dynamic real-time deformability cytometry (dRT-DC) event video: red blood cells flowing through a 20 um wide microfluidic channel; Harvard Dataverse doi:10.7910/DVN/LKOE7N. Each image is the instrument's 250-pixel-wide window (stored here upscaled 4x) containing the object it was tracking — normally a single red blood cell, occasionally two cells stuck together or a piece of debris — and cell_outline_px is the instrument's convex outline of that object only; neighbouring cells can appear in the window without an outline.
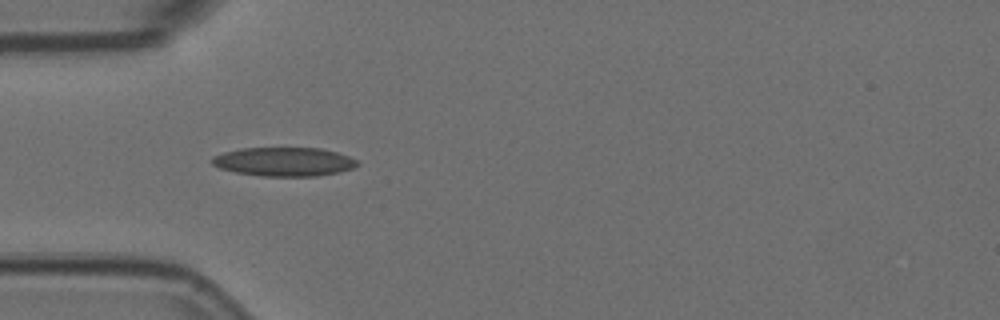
{"species": "Egyptian fruit bat (a non-hibernating species)", "species_latin": "Rousettus aegyptiacus", "temperature_condition": "room temperature", "stored_images_in_passage": 5, "camera_frame_rate_fps": 3000, "um_per_image_px": 0.085, "animal": {"sex": "female"}, "frame": {"image": 1, "passage_image": 4, "time_ms": 1.0, "image_size_px": [1000, 320], "cell_outline_px": [[360, 164], [352, 168], [340, 172], [316, 176], [260, 176], [236, 172], [220, 168], [212, 164], [208, 160], [212, 156], [224, 152], [240, 148], [320, 148], [336, 152], [348, 156], [356, 160]], "centroid_in_image_um": [24.1, 13.74], "position_along_channel_um": 60.9, "area_um2": 24.51}}
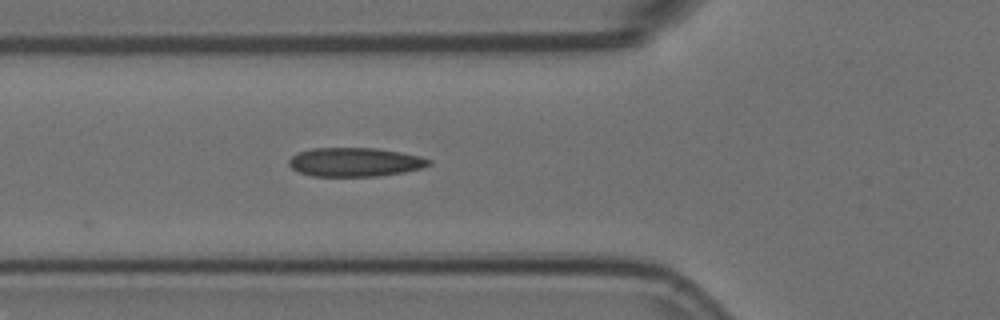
{"frame": {"image": 2, "passage_image": 5, "time_ms": 1.333, "image_size_px": [1000, 320], "cell_outline_px": [[432, 164], [420, 168], [404, 172], [376, 176], [312, 176], [300, 172], [292, 168], [288, 164], [288, 160], [296, 152], [312, 148], [376, 148], [400, 152], [420, 156], [432, 160]], "centroid_in_image_um": [30.15, 13.77], "position_along_channel_um": 95.6, "area_um2": 23.58}}